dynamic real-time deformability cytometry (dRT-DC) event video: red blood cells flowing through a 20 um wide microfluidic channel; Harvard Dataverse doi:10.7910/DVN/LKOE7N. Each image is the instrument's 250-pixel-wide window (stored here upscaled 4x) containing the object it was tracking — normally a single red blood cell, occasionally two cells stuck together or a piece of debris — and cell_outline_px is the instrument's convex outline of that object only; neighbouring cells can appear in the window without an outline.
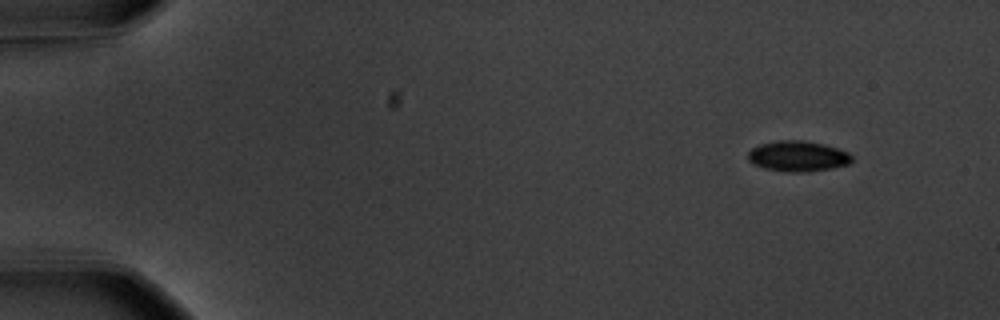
{"species": "common noctule bat (a hibernating species)", "species_latin": "Nyctalus noctula", "temperature_condition": "warm", "stored_images_in_passage": 52, "camera_frame_rate_fps": 3000, "um_per_image_px": 0.085, "animal": {"sex": "male", "body_mass_g": 20.1, "forearm_length_mm": 53.5}, "frame": {"image": 1, "passage_image": 1, "time_ms": 0.0, "image_size_px": [1000, 320], "cell_outline_px": [[852, 160], [848, 164], [832, 168], [808, 172], [784, 172], [764, 168], [752, 164], [748, 160], [748, 152], [752, 148], [760, 144], [776, 140], [800, 140], [824, 144], [848, 152], [852, 156]], "centroid_in_image_um": [67.79, 13.28], "position_along_channel_um": 17.2, "area_um2": 18.61}}
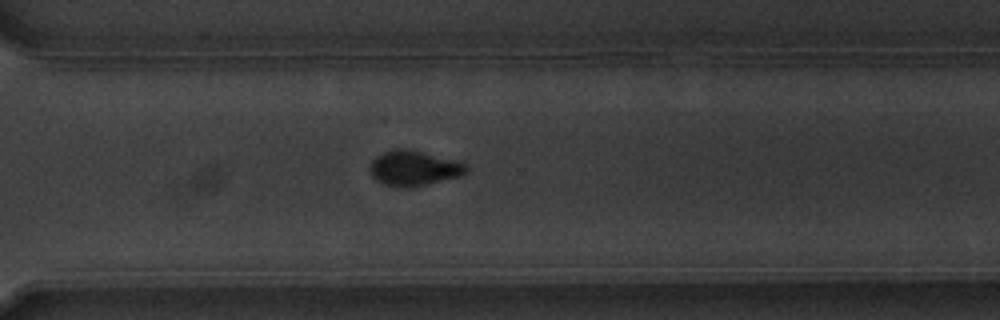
{"frame": {"image": 2, "passage_image": 37, "time_ms": 12.0, "image_size_px": [1000, 320], "cell_outline_px": [[468, 172], [460, 176], [408, 188], [404, 188], [384, 184], [376, 180], [372, 176], [368, 168], [372, 160], [376, 156], [384, 152], [396, 148], [420, 152], [468, 164]], "centroid_in_image_um": [35.14, 14.31], "position_along_channel_um": 335.5, "area_um2": 19.36}}
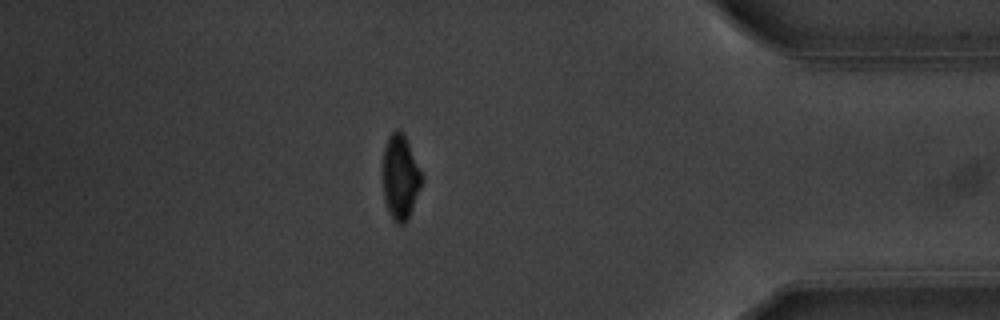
{"frame": {"image": 3, "passage_image": 45, "time_ms": 14.667, "image_size_px": [1000, 320], "cell_outline_px": [[424, 180], [408, 220], [404, 224], [400, 224], [392, 216], [384, 200], [384, 148], [388, 136], [396, 128], [400, 128], [404, 132], [424, 176]], "centroid_in_image_um": [34.08, 14.99], "position_along_channel_um": 401.1, "area_um2": 19.31}, "authors_computed_cell_mechanics": {"area_um2": 19.3052, "velocity_mm_per_s": 3.6336, "shape_relaxation_time_tau1_ms": 2.1834, "shape_relaxation_time_tau2_ms": 8.5464, "deformation_change_tau1": 0.1336, "deformation_change_tau2": 0.0708}}